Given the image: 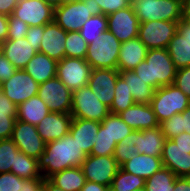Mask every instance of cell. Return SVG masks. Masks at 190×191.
<instances>
[{"mask_svg":"<svg viewBox=\"0 0 190 191\" xmlns=\"http://www.w3.org/2000/svg\"><path fill=\"white\" fill-rule=\"evenodd\" d=\"M101 124L107 127L110 137L112 140H115L117 144L133 130L119 117V115L112 113L105 117Z\"/></svg>","mask_w":190,"mask_h":191,"instance_id":"cell-39","label":"cell"},{"mask_svg":"<svg viewBox=\"0 0 190 191\" xmlns=\"http://www.w3.org/2000/svg\"><path fill=\"white\" fill-rule=\"evenodd\" d=\"M92 68L81 58L64 57L57 63L56 76L71 91L88 86Z\"/></svg>","mask_w":190,"mask_h":191,"instance_id":"cell-9","label":"cell"},{"mask_svg":"<svg viewBox=\"0 0 190 191\" xmlns=\"http://www.w3.org/2000/svg\"><path fill=\"white\" fill-rule=\"evenodd\" d=\"M92 2L95 4V10H101L106 16L131 5L128 0H92Z\"/></svg>","mask_w":190,"mask_h":191,"instance_id":"cell-44","label":"cell"},{"mask_svg":"<svg viewBox=\"0 0 190 191\" xmlns=\"http://www.w3.org/2000/svg\"><path fill=\"white\" fill-rule=\"evenodd\" d=\"M177 24L178 22L160 20L140 23L138 38L148 49H167L177 32Z\"/></svg>","mask_w":190,"mask_h":191,"instance_id":"cell-10","label":"cell"},{"mask_svg":"<svg viewBox=\"0 0 190 191\" xmlns=\"http://www.w3.org/2000/svg\"><path fill=\"white\" fill-rule=\"evenodd\" d=\"M108 30L121 42L138 37L140 21L132 5L107 16Z\"/></svg>","mask_w":190,"mask_h":191,"instance_id":"cell-15","label":"cell"},{"mask_svg":"<svg viewBox=\"0 0 190 191\" xmlns=\"http://www.w3.org/2000/svg\"><path fill=\"white\" fill-rule=\"evenodd\" d=\"M119 75L128 84V89L131 91L135 103L150 104L154 97L155 88L146 84L134 70L119 71Z\"/></svg>","mask_w":190,"mask_h":191,"instance_id":"cell-29","label":"cell"},{"mask_svg":"<svg viewBox=\"0 0 190 191\" xmlns=\"http://www.w3.org/2000/svg\"><path fill=\"white\" fill-rule=\"evenodd\" d=\"M161 159L163 167L177 177H190V150H182L172 139H165Z\"/></svg>","mask_w":190,"mask_h":191,"instance_id":"cell-19","label":"cell"},{"mask_svg":"<svg viewBox=\"0 0 190 191\" xmlns=\"http://www.w3.org/2000/svg\"><path fill=\"white\" fill-rule=\"evenodd\" d=\"M164 142L165 137L160 127L142 131L135 130V147L139 154L161 157Z\"/></svg>","mask_w":190,"mask_h":191,"instance_id":"cell-25","label":"cell"},{"mask_svg":"<svg viewBox=\"0 0 190 191\" xmlns=\"http://www.w3.org/2000/svg\"><path fill=\"white\" fill-rule=\"evenodd\" d=\"M159 123L182 113L189 105L190 99L177 86L170 84L155 90L150 103Z\"/></svg>","mask_w":190,"mask_h":191,"instance_id":"cell-5","label":"cell"},{"mask_svg":"<svg viewBox=\"0 0 190 191\" xmlns=\"http://www.w3.org/2000/svg\"><path fill=\"white\" fill-rule=\"evenodd\" d=\"M117 69H92L88 86L94 95L108 107H111L114 99L115 85L119 77Z\"/></svg>","mask_w":190,"mask_h":191,"instance_id":"cell-16","label":"cell"},{"mask_svg":"<svg viewBox=\"0 0 190 191\" xmlns=\"http://www.w3.org/2000/svg\"><path fill=\"white\" fill-rule=\"evenodd\" d=\"M161 132L165 139H172L184 132L181 124V113L174 114L171 118L159 123Z\"/></svg>","mask_w":190,"mask_h":191,"instance_id":"cell-42","label":"cell"},{"mask_svg":"<svg viewBox=\"0 0 190 191\" xmlns=\"http://www.w3.org/2000/svg\"><path fill=\"white\" fill-rule=\"evenodd\" d=\"M86 181H92L110 187L120 166L113 155H87L80 165Z\"/></svg>","mask_w":190,"mask_h":191,"instance_id":"cell-11","label":"cell"},{"mask_svg":"<svg viewBox=\"0 0 190 191\" xmlns=\"http://www.w3.org/2000/svg\"><path fill=\"white\" fill-rule=\"evenodd\" d=\"M183 18L190 22V0L183 6Z\"/></svg>","mask_w":190,"mask_h":191,"instance_id":"cell-57","label":"cell"},{"mask_svg":"<svg viewBox=\"0 0 190 191\" xmlns=\"http://www.w3.org/2000/svg\"><path fill=\"white\" fill-rule=\"evenodd\" d=\"M177 176L166 167H162L145 180L146 191H173Z\"/></svg>","mask_w":190,"mask_h":191,"instance_id":"cell-32","label":"cell"},{"mask_svg":"<svg viewBox=\"0 0 190 191\" xmlns=\"http://www.w3.org/2000/svg\"><path fill=\"white\" fill-rule=\"evenodd\" d=\"M175 1L184 6L188 0H175Z\"/></svg>","mask_w":190,"mask_h":191,"instance_id":"cell-59","label":"cell"},{"mask_svg":"<svg viewBox=\"0 0 190 191\" xmlns=\"http://www.w3.org/2000/svg\"><path fill=\"white\" fill-rule=\"evenodd\" d=\"M80 191H110V187L92 181H86Z\"/></svg>","mask_w":190,"mask_h":191,"instance_id":"cell-54","label":"cell"},{"mask_svg":"<svg viewBox=\"0 0 190 191\" xmlns=\"http://www.w3.org/2000/svg\"><path fill=\"white\" fill-rule=\"evenodd\" d=\"M137 154L135 147V130L122 139L115 147L114 158L119 166Z\"/></svg>","mask_w":190,"mask_h":191,"instance_id":"cell-41","label":"cell"},{"mask_svg":"<svg viewBox=\"0 0 190 191\" xmlns=\"http://www.w3.org/2000/svg\"><path fill=\"white\" fill-rule=\"evenodd\" d=\"M49 112L46 103L36 95L17 107V120L37 126Z\"/></svg>","mask_w":190,"mask_h":191,"instance_id":"cell-28","label":"cell"},{"mask_svg":"<svg viewBox=\"0 0 190 191\" xmlns=\"http://www.w3.org/2000/svg\"><path fill=\"white\" fill-rule=\"evenodd\" d=\"M148 50L138 37L121 43L117 70H134L139 63L145 60Z\"/></svg>","mask_w":190,"mask_h":191,"instance_id":"cell-22","label":"cell"},{"mask_svg":"<svg viewBox=\"0 0 190 191\" xmlns=\"http://www.w3.org/2000/svg\"><path fill=\"white\" fill-rule=\"evenodd\" d=\"M44 33V25L29 27L27 31V41L31 43V47L39 52L42 36Z\"/></svg>","mask_w":190,"mask_h":191,"instance_id":"cell-47","label":"cell"},{"mask_svg":"<svg viewBox=\"0 0 190 191\" xmlns=\"http://www.w3.org/2000/svg\"><path fill=\"white\" fill-rule=\"evenodd\" d=\"M168 50L164 48L149 49L145 60L137 65L134 72L155 89L173 84L177 73Z\"/></svg>","mask_w":190,"mask_h":191,"instance_id":"cell-2","label":"cell"},{"mask_svg":"<svg viewBox=\"0 0 190 191\" xmlns=\"http://www.w3.org/2000/svg\"><path fill=\"white\" fill-rule=\"evenodd\" d=\"M177 69L190 66V22L182 18L178 21L177 32L167 47Z\"/></svg>","mask_w":190,"mask_h":191,"instance_id":"cell-17","label":"cell"},{"mask_svg":"<svg viewBox=\"0 0 190 191\" xmlns=\"http://www.w3.org/2000/svg\"><path fill=\"white\" fill-rule=\"evenodd\" d=\"M31 45L26 37L18 40L6 39L0 45V51L16 69H24L29 60L37 53Z\"/></svg>","mask_w":190,"mask_h":191,"instance_id":"cell-23","label":"cell"},{"mask_svg":"<svg viewBox=\"0 0 190 191\" xmlns=\"http://www.w3.org/2000/svg\"><path fill=\"white\" fill-rule=\"evenodd\" d=\"M0 89L18 107L37 95L39 84L23 69H17L9 80L0 84Z\"/></svg>","mask_w":190,"mask_h":191,"instance_id":"cell-12","label":"cell"},{"mask_svg":"<svg viewBox=\"0 0 190 191\" xmlns=\"http://www.w3.org/2000/svg\"><path fill=\"white\" fill-rule=\"evenodd\" d=\"M48 180L64 191H80L86 183L82 169L70 167L50 176Z\"/></svg>","mask_w":190,"mask_h":191,"instance_id":"cell-30","label":"cell"},{"mask_svg":"<svg viewBox=\"0 0 190 191\" xmlns=\"http://www.w3.org/2000/svg\"><path fill=\"white\" fill-rule=\"evenodd\" d=\"M37 95L46 103L50 112L71 114L72 91L57 76L39 84Z\"/></svg>","mask_w":190,"mask_h":191,"instance_id":"cell-8","label":"cell"},{"mask_svg":"<svg viewBox=\"0 0 190 191\" xmlns=\"http://www.w3.org/2000/svg\"><path fill=\"white\" fill-rule=\"evenodd\" d=\"M134 191H146V190H145V188H141V189L134 190Z\"/></svg>","mask_w":190,"mask_h":191,"instance_id":"cell-62","label":"cell"},{"mask_svg":"<svg viewBox=\"0 0 190 191\" xmlns=\"http://www.w3.org/2000/svg\"><path fill=\"white\" fill-rule=\"evenodd\" d=\"M57 61L46 54L37 52L24 67L27 72L38 84L56 76Z\"/></svg>","mask_w":190,"mask_h":191,"instance_id":"cell-27","label":"cell"},{"mask_svg":"<svg viewBox=\"0 0 190 191\" xmlns=\"http://www.w3.org/2000/svg\"><path fill=\"white\" fill-rule=\"evenodd\" d=\"M73 1H76V0H65V2H73Z\"/></svg>","mask_w":190,"mask_h":191,"instance_id":"cell-63","label":"cell"},{"mask_svg":"<svg viewBox=\"0 0 190 191\" xmlns=\"http://www.w3.org/2000/svg\"><path fill=\"white\" fill-rule=\"evenodd\" d=\"M132 7L140 23L157 20L178 22L183 18V6L175 0H138Z\"/></svg>","mask_w":190,"mask_h":191,"instance_id":"cell-6","label":"cell"},{"mask_svg":"<svg viewBox=\"0 0 190 191\" xmlns=\"http://www.w3.org/2000/svg\"><path fill=\"white\" fill-rule=\"evenodd\" d=\"M16 70L15 66L0 52V84L9 80Z\"/></svg>","mask_w":190,"mask_h":191,"instance_id":"cell-48","label":"cell"},{"mask_svg":"<svg viewBox=\"0 0 190 191\" xmlns=\"http://www.w3.org/2000/svg\"><path fill=\"white\" fill-rule=\"evenodd\" d=\"M87 155L67 133L60 139L45 144V150L38 159V169L44 179L70 167H79Z\"/></svg>","mask_w":190,"mask_h":191,"instance_id":"cell-1","label":"cell"},{"mask_svg":"<svg viewBox=\"0 0 190 191\" xmlns=\"http://www.w3.org/2000/svg\"><path fill=\"white\" fill-rule=\"evenodd\" d=\"M28 24L14 17L12 14L8 16V33L7 39L18 40L25 38L28 31Z\"/></svg>","mask_w":190,"mask_h":191,"instance_id":"cell-43","label":"cell"},{"mask_svg":"<svg viewBox=\"0 0 190 191\" xmlns=\"http://www.w3.org/2000/svg\"><path fill=\"white\" fill-rule=\"evenodd\" d=\"M100 122L72 118L69 133L86 155H90Z\"/></svg>","mask_w":190,"mask_h":191,"instance_id":"cell-24","label":"cell"},{"mask_svg":"<svg viewBox=\"0 0 190 191\" xmlns=\"http://www.w3.org/2000/svg\"><path fill=\"white\" fill-rule=\"evenodd\" d=\"M173 84L190 99V66L177 70Z\"/></svg>","mask_w":190,"mask_h":191,"instance_id":"cell-45","label":"cell"},{"mask_svg":"<svg viewBox=\"0 0 190 191\" xmlns=\"http://www.w3.org/2000/svg\"><path fill=\"white\" fill-rule=\"evenodd\" d=\"M19 151L12 139L0 140V174L15 168L16 153Z\"/></svg>","mask_w":190,"mask_h":191,"instance_id":"cell-40","label":"cell"},{"mask_svg":"<svg viewBox=\"0 0 190 191\" xmlns=\"http://www.w3.org/2000/svg\"><path fill=\"white\" fill-rule=\"evenodd\" d=\"M20 189V177L11 172L0 174V191H20Z\"/></svg>","mask_w":190,"mask_h":191,"instance_id":"cell-46","label":"cell"},{"mask_svg":"<svg viewBox=\"0 0 190 191\" xmlns=\"http://www.w3.org/2000/svg\"><path fill=\"white\" fill-rule=\"evenodd\" d=\"M10 172L23 179L43 178L38 169V160L21 151L16 153L15 168H11Z\"/></svg>","mask_w":190,"mask_h":191,"instance_id":"cell-33","label":"cell"},{"mask_svg":"<svg viewBox=\"0 0 190 191\" xmlns=\"http://www.w3.org/2000/svg\"><path fill=\"white\" fill-rule=\"evenodd\" d=\"M107 30V16L104 14H100L91 16L88 20H86L81 26L79 32L89 45L93 42V40L101 38L104 31Z\"/></svg>","mask_w":190,"mask_h":191,"instance_id":"cell-34","label":"cell"},{"mask_svg":"<svg viewBox=\"0 0 190 191\" xmlns=\"http://www.w3.org/2000/svg\"><path fill=\"white\" fill-rule=\"evenodd\" d=\"M16 120L17 106L0 89V140L11 139Z\"/></svg>","mask_w":190,"mask_h":191,"instance_id":"cell-31","label":"cell"},{"mask_svg":"<svg viewBox=\"0 0 190 191\" xmlns=\"http://www.w3.org/2000/svg\"><path fill=\"white\" fill-rule=\"evenodd\" d=\"M145 180L137 175L118 169L112 180L110 191H134L144 188Z\"/></svg>","mask_w":190,"mask_h":191,"instance_id":"cell-36","label":"cell"},{"mask_svg":"<svg viewBox=\"0 0 190 191\" xmlns=\"http://www.w3.org/2000/svg\"><path fill=\"white\" fill-rule=\"evenodd\" d=\"M17 3L18 0H0V14L10 16Z\"/></svg>","mask_w":190,"mask_h":191,"instance_id":"cell-51","label":"cell"},{"mask_svg":"<svg viewBox=\"0 0 190 191\" xmlns=\"http://www.w3.org/2000/svg\"><path fill=\"white\" fill-rule=\"evenodd\" d=\"M43 181L44 178H32V179L21 178L20 191H36L43 184Z\"/></svg>","mask_w":190,"mask_h":191,"instance_id":"cell-49","label":"cell"},{"mask_svg":"<svg viewBox=\"0 0 190 191\" xmlns=\"http://www.w3.org/2000/svg\"><path fill=\"white\" fill-rule=\"evenodd\" d=\"M88 44L79 31L67 32L65 40V57L85 59Z\"/></svg>","mask_w":190,"mask_h":191,"instance_id":"cell-38","label":"cell"},{"mask_svg":"<svg viewBox=\"0 0 190 191\" xmlns=\"http://www.w3.org/2000/svg\"><path fill=\"white\" fill-rule=\"evenodd\" d=\"M138 0H128V2L132 5L133 3H135Z\"/></svg>","mask_w":190,"mask_h":191,"instance_id":"cell-61","label":"cell"},{"mask_svg":"<svg viewBox=\"0 0 190 191\" xmlns=\"http://www.w3.org/2000/svg\"><path fill=\"white\" fill-rule=\"evenodd\" d=\"M181 124L184 132L190 134V105L181 113Z\"/></svg>","mask_w":190,"mask_h":191,"instance_id":"cell-55","label":"cell"},{"mask_svg":"<svg viewBox=\"0 0 190 191\" xmlns=\"http://www.w3.org/2000/svg\"><path fill=\"white\" fill-rule=\"evenodd\" d=\"M100 14L103 13L95 10L92 0H76L54 8V21L66 32H73L79 31L91 16Z\"/></svg>","mask_w":190,"mask_h":191,"instance_id":"cell-3","label":"cell"},{"mask_svg":"<svg viewBox=\"0 0 190 191\" xmlns=\"http://www.w3.org/2000/svg\"><path fill=\"white\" fill-rule=\"evenodd\" d=\"M93 142L94 145L90 155H96V156L114 155L117 143L115 140H112V138L108 133L107 127H105L103 124H100L99 130Z\"/></svg>","mask_w":190,"mask_h":191,"instance_id":"cell-37","label":"cell"},{"mask_svg":"<svg viewBox=\"0 0 190 191\" xmlns=\"http://www.w3.org/2000/svg\"><path fill=\"white\" fill-rule=\"evenodd\" d=\"M42 185L45 187L46 191H64L63 189L52 184L48 179H44Z\"/></svg>","mask_w":190,"mask_h":191,"instance_id":"cell-56","label":"cell"},{"mask_svg":"<svg viewBox=\"0 0 190 191\" xmlns=\"http://www.w3.org/2000/svg\"><path fill=\"white\" fill-rule=\"evenodd\" d=\"M172 140L177 144L182 150H190V134L183 132L178 136L172 138Z\"/></svg>","mask_w":190,"mask_h":191,"instance_id":"cell-50","label":"cell"},{"mask_svg":"<svg viewBox=\"0 0 190 191\" xmlns=\"http://www.w3.org/2000/svg\"><path fill=\"white\" fill-rule=\"evenodd\" d=\"M48 5L52 6L53 8L59 7L60 5H63L65 3V0H43Z\"/></svg>","mask_w":190,"mask_h":191,"instance_id":"cell-58","label":"cell"},{"mask_svg":"<svg viewBox=\"0 0 190 191\" xmlns=\"http://www.w3.org/2000/svg\"><path fill=\"white\" fill-rule=\"evenodd\" d=\"M110 112L118 115L127 108L135 104L131 91L128 89L126 81L119 76L115 85V93Z\"/></svg>","mask_w":190,"mask_h":191,"instance_id":"cell-35","label":"cell"},{"mask_svg":"<svg viewBox=\"0 0 190 191\" xmlns=\"http://www.w3.org/2000/svg\"><path fill=\"white\" fill-rule=\"evenodd\" d=\"M11 139L19 151L37 160L45 150L46 143L38 134L36 126L20 120L15 121Z\"/></svg>","mask_w":190,"mask_h":191,"instance_id":"cell-13","label":"cell"},{"mask_svg":"<svg viewBox=\"0 0 190 191\" xmlns=\"http://www.w3.org/2000/svg\"><path fill=\"white\" fill-rule=\"evenodd\" d=\"M121 42L109 30L88 45L85 60L92 69H117Z\"/></svg>","mask_w":190,"mask_h":191,"instance_id":"cell-4","label":"cell"},{"mask_svg":"<svg viewBox=\"0 0 190 191\" xmlns=\"http://www.w3.org/2000/svg\"><path fill=\"white\" fill-rule=\"evenodd\" d=\"M118 115L133 130L142 131L159 127L150 104L135 103Z\"/></svg>","mask_w":190,"mask_h":191,"instance_id":"cell-21","label":"cell"},{"mask_svg":"<svg viewBox=\"0 0 190 191\" xmlns=\"http://www.w3.org/2000/svg\"><path fill=\"white\" fill-rule=\"evenodd\" d=\"M67 32L55 21L44 25L39 52L46 54L50 58L61 61L65 57V40Z\"/></svg>","mask_w":190,"mask_h":191,"instance_id":"cell-20","label":"cell"},{"mask_svg":"<svg viewBox=\"0 0 190 191\" xmlns=\"http://www.w3.org/2000/svg\"><path fill=\"white\" fill-rule=\"evenodd\" d=\"M8 16L0 14V45L7 39Z\"/></svg>","mask_w":190,"mask_h":191,"instance_id":"cell-53","label":"cell"},{"mask_svg":"<svg viewBox=\"0 0 190 191\" xmlns=\"http://www.w3.org/2000/svg\"><path fill=\"white\" fill-rule=\"evenodd\" d=\"M12 15L29 27L41 26L54 21V8L43 0H18Z\"/></svg>","mask_w":190,"mask_h":191,"instance_id":"cell-14","label":"cell"},{"mask_svg":"<svg viewBox=\"0 0 190 191\" xmlns=\"http://www.w3.org/2000/svg\"><path fill=\"white\" fill-rule=\"evenodd\" d=\"M173 191H190V177H177Z\"/></svg>","mask_w":190,"mask_h":191,"instance_id":"cell-52","label":"cell"},{"mask_svg":"<svg viewBox=\"0 0 190 191\" xmlns=\"http://www.w3.org/2000/svg\"><path fill=\"white\" fill-rule=\"evenodd\" d=\"M124 171L147 180L163 167L161 157L137 153L120 166Z\"/></svg>","mask_w":190,"mask_h":191,"instance_id":"cell-26","label":"cell"},{"mask_svg":"<svg viewBox=\"0 0 190 191\" xmlns=\"http://www.w3.org/2000/svg\"><path fill=\"white\" fill-rule=\"evenodd\" d=\"M71 122V114L49 112L36 128L41 139L48 143L60 139L69 133Z\"/></svg>","mask_w":190,"mask_h":191,"instance_id":"cell-18","label":"cell"},{"mask_svg":"<svg viewBox=\"0 0 190 191\" xmlns=\"http://www.w3.org/2000/svg\"><path fill=\"white\" fill-rule=\"evenodd\" d=\"M110 113V107L100 102L89 86L72 91V118L101 123Z\"/></svg>","mask_w":190,"mask_h":191,"instance_id":"cell-7","label":"cell"},{"mask_svg":"<svg viewBox=\"0 0 190 191\" xmlns=\"http://www.w3.org/2000/svg\"><path fill=\"white\" fill-rule=\"evenodd\" d=\"M36 191H46V189L43 185H41Z\"/></svg>","mask_w":190,"mask_h":191,"instance_id":"cell-60","label":"cell"}]
</instances>
